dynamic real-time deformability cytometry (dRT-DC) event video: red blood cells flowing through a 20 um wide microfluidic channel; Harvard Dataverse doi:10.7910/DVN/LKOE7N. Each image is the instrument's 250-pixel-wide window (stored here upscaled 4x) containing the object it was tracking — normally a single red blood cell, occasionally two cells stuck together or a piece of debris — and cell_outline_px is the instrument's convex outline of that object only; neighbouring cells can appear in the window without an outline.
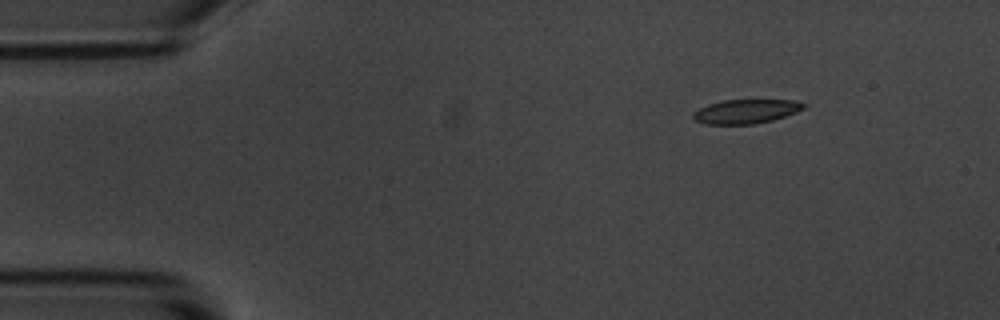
{"species": "common noctule bat (a hibernating species)", "species_latin": "Nyctalus noctula", "temperature_condition": "room temperature", "stored_images_in_passage": 3, "camera_frame_rate_fps": 3000, "um_per_image_px": 0.085, "animal": {"sex": "male", "body_mass_g": 20.1, "forearm_length_mm": 53.5}, "frame": {"image": 1, "passage_image": 1, "time_ms": 0.0, "image_size_px": [1000, 320], "cell_outline_px": [[808, 104], [804, 108], [796, 112], [772, 120], [752, 124], [704, 124], [696, 120], [692, 116], [692, 112], [708, 104], [724, 100], [796, 100]], "centroid_in_image_um": [63.41, 9.46], "position_along_channel_um": 21.6, "area_um2": 15.49}}